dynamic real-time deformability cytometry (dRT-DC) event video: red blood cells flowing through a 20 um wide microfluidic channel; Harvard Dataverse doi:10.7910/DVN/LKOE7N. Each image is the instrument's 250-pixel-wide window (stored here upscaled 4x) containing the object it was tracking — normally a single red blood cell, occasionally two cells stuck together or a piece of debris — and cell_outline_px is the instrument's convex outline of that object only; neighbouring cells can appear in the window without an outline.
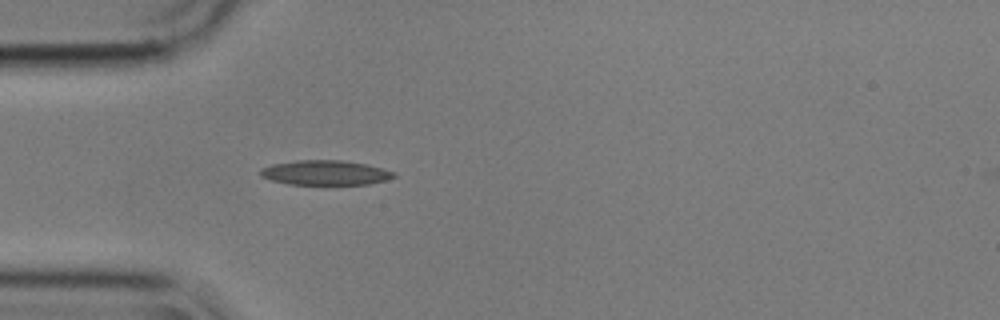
{"species": "common noctule bat (a hibernating species)", "species_latin": "Nyctalus noctula", "temperature_condition": "cold", "stored_images_in_passage": 42, "camera_frame_rate_fps": 3000, "um_per_image_px": 0.085, "animal": {"sex": "male", "body_mass_g": 17.9}, "frame": {"image": 1, "passage_image": 2, "time_ms": 0.333, "image_size_px": [1000, 320], "cell_outline_px": [[396, 176], [384, 180], [368, 184], [288, 184], [272, 180], [260, 176], [260, 168], [272, 164], [296, 160], [340, 160], [364, 164], [396, 172]], "centroid_in_image_um": [27.6, 14.67], "position_along_channel_um": 57.4, "area_um2": 19.02}}
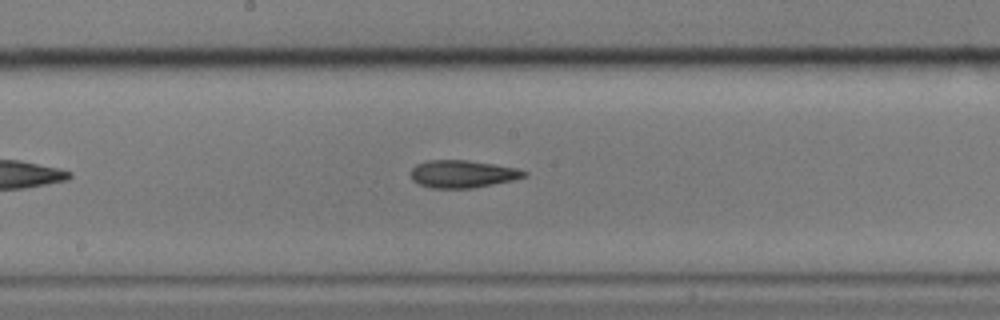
{"frame": {"image": 2, "passage_image": 15, "time_ms": 4.667, "image_size_px": [1000, 320], "cell_outline_px": [[528, 176], [512, 180], [472, 188], [432, 188], [420, 184], [412, 180], [412, 168], [416, 164], [428, 160], [468, 160], [516, 168], [528, 172]], "centroid_in_image_um": [39.32, 14.78], "position_along_channel_um": 208.9, "area_um2": 18.03}}
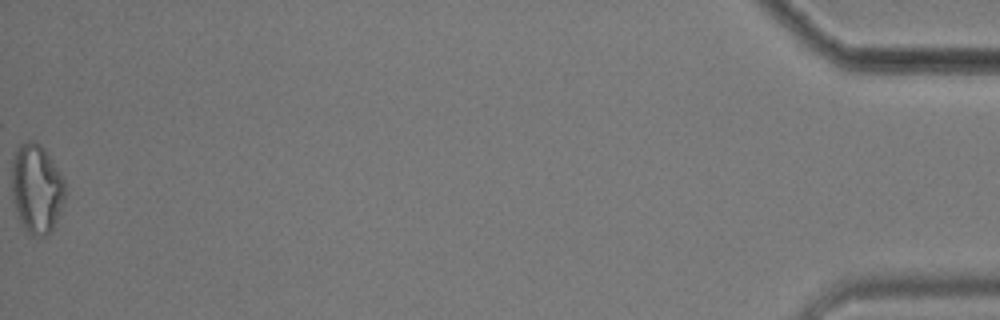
{"frame": {"image": 3, "passage_image": 42, "time_ms": 13.667, "image_size_px": [1000, 320], "cell_outline_px": [[64, 200], [60, 212], [52, 228], [44, 236], [32, 236], [20, 224], [16, 212], [12, 196], [12, 156], [16, 148], [20, 144], [28, 140], [36, 140], [44, 148], [60, 172], [64, 180]], "centroid_in_image_um": [3.08, 16.0], "position_along_channel_um": 432.1, "area_um2": 27.86}, "authors_computed_cell_mechanics": {"area_um2": 18.4671, "velocity_mm_per_s": 3.5783, "shape_relaxation_time_tau1_ms": null, "shape_relaxation_time_tau2_ms": 3.8539, "deformation_change_tau1": null, "deformation_change_tau2": 0.136}}